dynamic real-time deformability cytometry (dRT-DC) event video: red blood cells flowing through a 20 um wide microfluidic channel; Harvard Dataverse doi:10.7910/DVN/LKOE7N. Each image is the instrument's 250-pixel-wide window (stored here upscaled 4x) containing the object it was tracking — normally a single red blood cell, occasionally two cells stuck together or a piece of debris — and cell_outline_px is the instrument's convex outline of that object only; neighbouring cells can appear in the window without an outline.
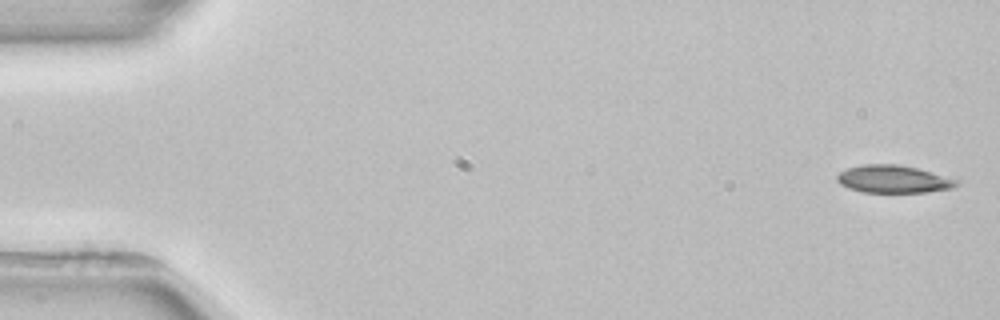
{"species": "common noctule bat (a hibernating species)", "species_latin": "Nyctalus noctula", "temperature_condition": "room temperature", "stored_images_in_passage": 4, "camera_frame_rate_fps": 3000, "um_per_image_px": 0.085, "animal": {"sex": "female", "body_mass_g": 22.7, "forearm_length_mm": 54.2}, "frame": {"image": 1, "passage_image": 1, "time_ms": 0.0, "image_size_px": [1000, 320], "cell_outline_px": [[960, 184], [952, 188], [924, 192], [864, 192], [848, 188], [840, 184], [836, 180], [836, 176], [840, 172], [848, 168], [864, 164], [896, 164], [916, 168], [960, 180]], "centroid_in_image_um": [75.93, 15.23], "position_along_channel_um": 9.1, "area_um2": 19.13}}
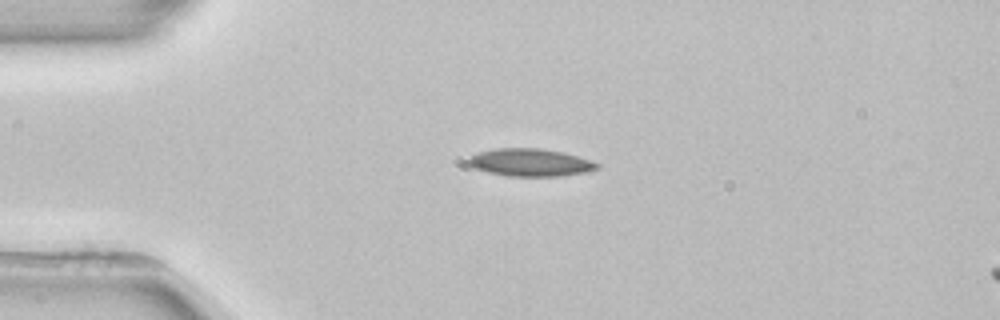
{"frame": {"image": 2, "passage_image": 3, "time_ms": 3.667, "image_size_px": [1000, 320], "cell_outline_px": [[600, 168], [584, 172], [560, 176], [508, 176], [488, 172], [476, 168], [468, 164], [468, 156], [492, 148], [540, 148], [560, 152], [576, 156], [600, 164]], "centroid_in_image_um": [45.04, 13.81], "position_along_channel_um": 40.0, "area_um2": 20.52}}